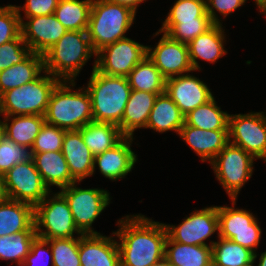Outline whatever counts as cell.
<instances>
[{"instance_id":"cell-1","label":"cell","mask_w":266,"mask_h":266,"mask_svg":"<svg viewBox=\"0 0 266 266\" xmlns=\"http://www.w3.org/2000/svg\"><path fill=\"white\" fill-rule=\"evenodd\" d=\"M112 235L119 238L121 266H151L165 257L167 230L164 223L145 215H126Z\"/></svg>"},{"instance_id":"cell-2","label":"cell","mask_w":266,"mask_h":266,"mask_svg":"<svg viewBox=\"0 0 266 266\" xmlns=\"http://www.w3.org/2000/svg\"><path fill=\"white\" fill-rule=\"evenodd\" d=\"M71 85V86H70ZM76 83L61 80L51 93L44 115L45 122L66 131L79 130L93 122L92 103L84 87L73 91Z\"/></svg>"},{"instance_id":"cell-3","label":"cell","mask_w":266,"mask_h":266,"mask_svg":"<svg viewBox=\"0 0 266 266\" xmlns=\"http://www.w3.org/2000/svg\"><path fill=\"white\" fill-rule=\"evenodd\" d=\"M87 89L91 103L94 122L121 123L131 87L125 76H109L96 69V60L92 68Z\"/></svg>"},{"instance_id":"cell-4","label":"cell","mask_w":266,"mask_h":266,"mask_svg":"<svg viewBox=\"0 0 266 266\" xmlns=\"http://www.w3.org/2000/svg\"><path fill=\"white\" fill-rule=\"evenodd\" d=\"M96 56L87 31L67 30L44 54V71L60 80L75 81L87 60Z\"/></svg>"},{"instance_id":"cell-5","label":"cell","mask_w":266,"mask_h":266,"mask_svg":"<svg viewBox=\"0 0 266 266\" xmlns=\"http://www.w3.org/2000/svg\"><path fill=\"white\" fill-rule=\"evenodd\" d=\"M131 8L108 0H93L87 34L95 53L114 42L127 38L126 32L135 20Z\"/></svg>"},{"instance_id":"cell-6","label":"cell","mask_w":266,"mask_h":266,"mask_svg":"<svg viewBox=\"0 0 266 266\" xmlns=\"http://www.w3.org/2000/svg\"><path fill=\"white\" fill-rule=\"evenodd\" d=\"M44 74L1 94L3 116L45 115L51 93L61 80L46 71Z\"/></svg>"},{"instance_id":"cell-7","label":"cell","mask_w":266,"mask_h":266,"mask_svg":"<svg viewBox=\"0 0 266 266\" xmlns=\"http://www.w3.org/2000/svg\"><path fill=\"white\" fill-rule=\"evenodd\" d=\"M50 195L34 207L37 237L45 240L72 238L74 232L81 236L65 197L60 192Z\"/></svg>"},{"instance_id":"cell-8","label":"cell","mask_w":266,"mask_h":266,"mask_svg":"<svg viewBox=\"0 0 266 266\" xmlns=\"http://www.w3.org/2000/svg\"><path fill=\"white\" fill-rule=\"evenodd\" d=\"M255 160L243 148L229 142L209 163L230 199L237 200L241 188L252 177Z\"/></svg>"},{"instance_id":"cell-9","label":"cell","mask_w":266,"mask_h":266,"mask_svg":"<svg viewBox=\"0 0 266 266\" xmlns=\"http://www.w3.org/2000/svg\"><path fill=\"white\" fill-rule=\"evenodd\" d=\"M77 184L72 183L59 192L67 200L78 230L82 234H98L92 224L110 204V193L98 188L83 189Z\"/></svg>"},{"instance_id":"cell-10","label":"cell","mask_w":266,"mask_h":266,"mask_svg":"<svg viewBox=\"0 0 266 266\" xmlns=\"http://www.w3.org/2000/svg\"><path fill=\"white\" fill-rule=\"evenodd\" d=\"M231 202L232 207L217 206L218 237L231 240L256 253L262 233L257 218L245 209H235L236 199H231Z\"/></svg>"},{"instance_id":"cell-11","label":"cell","mask_w":266,"mask_h":266,"mask_svg":"<svg viewBox=\"0 0 266 266\" xmlns=\"http://www.w3.org/2000/svg\"><path fill=\"white\" fill-rule=\"evenodd\" d=\"M250 112L229 114V142L243 148L255 159L266 162V114Z\"/></svg>"},{"instance_id":"cell-12","label":"cell","mask_w":266,"mask_h":266,"mask_svg":"<svg viewBox=\"0 0 266 266\" xmlns=\"http://www.w3.org/2000/svg\"><path fill=\"white\" fill-rule=\"evenodd\" d=\"M6 197L36 206L52 191L44 184L33 160L14 165L3 175Z\"/></svg>"},{"instance_id":"cell-13","label":"cell","mask_w":266,"mask_h":266,"mask_svg":"<svg viewBox=\"0 0 266 266\" xmlns=\"http://www.w3.org/2000/svg\"><path fill=\"white\" fill-rule=\"evenodd\" d=\"M147 55L148 46L127 37L96 53V69L105 75L126 77Z\"/></svg>"},{"instance_id":"cell-14","label":"cell","mask_w":266,"mask_h":266,"mask_svg":"<svg viewBox=\"0 0 266 266\" xmlns=\"http://www.w3.org/2000/svg\"><path fill=\"white\" fill-rule=\"evenodd\" d=\"M164 225L167 236L172 241L188 245L212 246L215 241H211L209 245L205 241L215 232L219 233L217 206L192 212L178 226Z\"/></svg>"},{"instance_id":"cell-15","label":"cell","mask_w":266,"mask_h":266,"mask_svg":"<svg viewBox=\"0 0 266 266\" xmlns=\"http://www.w3.org/2000/svg\"><path fill=\"white\" fill-rule=\"evenodd\" d=\"M147 56L166 80L194 71L187 44L172 39L166 33H163L155 48L148 46Z\"/></svg>"},{"instance_id":"cell-16","label":"cell","mask_w":266,"mask_h":266,"mask_svg":"<svg viewBox=\"0 0 266 266\" xmlns=\"http://www.w3.org/2000/svg\"><path fill=\"white\" fill-rule=\"evenodd\" d=\"M19 18L21 36L33 53L43 55L67 31L54 14L25 17V22L19 13Z\"/></svg>"},{"instance_id":"cell-17","label":"cell","mask_w":266,"mask_h":266,"mask_svg":"<svg viewBox=\"0 0 266 266\" xmlns=\"http://www.w3.org/2000/svg\"><path fill=\"white\" fill-rule=\"evenodd\" d=\"M165 92L184 115L213 97L206 83L188 73L167 79Z\"/></svg>"},{"instance_id":"cell-18","label":"cell","mask_w":266,"mask_h":266,"mask_svg":"<svg viewBox=\"0 0 266 266\" xmlns=\"http://www.w3.org/2000/svg\"><path fill=\"white\" fill-rule=\"evenodd\" d=\"M81 266H121L120 251L115 237L100 234L79 236Z\"/></svg>"},{"instance_id":"cell-19","label":"cell","mask_w":266,"mask_h":266,"mask_svg":"<svg viewBox=\"0 0 266 266\" xmlns=\"http://www.w3.org/2000/svg\"><path fill=\"white\" fill-rule=\"evenodd\" d=\"M133 137H124L113 148L94 156V170L98 166L101 174L112 181L123 179L130 173L137 161V155L131 149Z\"/></svg>"},{"instance_id":"cell-20","label":"cell","mask_w":266,"mask_h":266,"mask_svg":"<svg viewBox=\"0 0 266 266\" xmlns=\"http://www.w3.org/2000/svg\"><path fill=\"white\" fill-rule=\"evenodd\" d=\"M179 136L194 152L201 157L202 162H211L229 143L228 130H203L186 123Z\"/></svg>"},{"instance_id":"cell-21","label":"cell","mask_w":266,"mask_h":266,"mask_svg":"<svg viewBox=\"0 0 266 266\" xmlns=\"http://www.w3.org/2000/svg\"><path fill=\"white\" fill-rule=\"evenodd\" d=\"M62 154L65 157L71 176L77 182L93 175L94 155L84 143L79 130L65 131Z\"/></svg>"},{"instance_id":"cell-22","label":"cell","mask_w":266,"mask_h":266,"mask_svg":"<svg viewBox=\"0 0 266 266\" xmlns=\"http://www.w3.org/2000/svg\"><path fill=\"white\" fill-rule=\"evenodd\" d=\"M224 33L222 23L213 24L187 44L190 63L194 71L201 69L198 59L214 64L227 53L224 48L226 42Z\"/></svg>"},{"instance_id":"cell-23","label":"cell","mask_w":266,"mask_h":266,"mask_svg":"<svg viewBox=\"0 0 266 266\" xmlns=\"http://www.w3.org/2000/svg\"><path fill=\"white\" fill-rule=\"evenodd\" d=\"M31 159L49 190L51 186L62 189L77 182L71 176L62 151L31 153Z\"/></svg>"},{"instance_id":"cell-24","label":"cell","mask_w":266,"mask_h":266,"mask_svg":"<svg viewBox=\"0 0 266 266\" xmlns=\"http://www.w3.org/2000/svg\"><path fill=\"white\" fill-rule=\"evenodd\" d=\"M157 96L156 93L131 90L121 123L118 125L125 137H133L135 130L146 128Z\"/></svg>"},{"instance_id":"cell-25","label":"cell","mask_w":266,"mask_h":266,"mask_svg":"<svg viewBox=\"0 0 266 266\" xmlns=\"http://www.w3.org/2000/svg\"><path fill=\"white\" fill-rule=\"evenodd\" d=\"M21 231H36L34 206L6 198L0 202V237Z\"/></svg>"},{"instance_id":"cell-26","label":"cell","mask_w":266,"mask_h":266,"mask_svg":"<svg viewBox=\"0 0 266 266\" xmlns=\"http://www.w3.org/2000/svg\"><path fill=\"white\" fill-rule=\"evenodd\" d=\"M185 124V115L166 92L156 97L146 128L156 132H179Z\"/></svg>"},{"instance_id":"cell-27","label":"cell","mask_w":266,"mask_h":266,"mask_svg":"<svg viewBox=\"0 0 266 266\" xmlns=\"http://www.w3.org/2000/svg\"><path fill=\"white\" fill-rule=\"evenodd\" d=\"M44 73V57L31 53L24 61L0 71V94L34 81Z\"/></svg>"},{"instance_id":"cell-28","label":"cell","mask_w":266,"mask_h":266,"mask_svg":"<svg viewBox=\"0 0 266 266\" xmlns=\"http://www.w3.org/2000/svg\"><path fill=\"white\" fill-rule=\"evenodd\" d=\"M165 258L172 266H212V246L178 243L167 236Z\"/></svg>"},{"instance_id":"cell-29","label":"cell","mask_w":266,"mask_h":266,"mask_svg":"<svg viewBox=\"0 0 266 266\" xmlns=\"http://www.w3.org/2000/svg\"><path fill=\"white\" fill-rule=\"evenodd\" d=\"M84 143L94 156L113 148L125 136L116 124L90 122L79 129Z\"/></svg>"},{"instance_id":"cell-30","label":"cell","mask_w":266,"mask_h":266,"mask_svg":"<svg viewBox=\"0 0 266 266\" xmlns=\"http://www.w3.org/2000/svg\"><path fill=\"white\" fill-rule=\"evenodd\" d=\"M3 118L5 136L29 149H31L36 136L45 123V117L42 115H16L4 116Z\"/></svg>"},{"instance_id":"cell-31","label":"cell","mask_w":266,"mask_h":266,"mask_svg":"<svg viewBox=\"0 0 266 266\" xmlns=\"http://www.w3.org/2000/svg\"><path fill=\"white\" fill-rule=\"evenodd\" d=\"M218 239L212 244V266H249L256 262L257 253L231 240Z\"/></svg>"},{"instance_id":"cell-32","label":"cell","mask_w":266,"mask_h":266,"mask_svg":"<svg viewBox=\"0 0 266 266\" xmlns=\"http://www.w3.org/2000/svg\"><path fill=\"white\" fill-rule=\"evenodd\" d=\"M126 77L132 90L146 91L157 95L165 92L166 79L148 56L138 63Z\"/></svg>"},{"instance_id":"cell-33","label":"cell","mask_w":266,"mask_h":266,"mask_svg":"<svg viewBox=\"0 0 266 266\" xmlns=\"http://www.w3.org/2000/svg\"><path fill=\"white\" fill-rule=\"evenodd\" d=\"M92 1L59 0L54 15L67 30L87 31Z\"/></svg>"},{"instance_id":"cell-34","label":"cell","mask_w":266,"mask_h":266,"mask_svg":"<svg viewBox=\"0 0 266 266\" xmlns=\"http://www.w3.org/2000/svg\"><path fill=\"white\" fill-rule=\"evenodd\" d=\"M229 114L221 110L214 96L185 115V123L203 130H228Z\"/></svg>"},{"instance_id":"cell-35","label":"cell","mask_w":266,"mask_h":266,"mask_svg":"<svg viewBox=\"0 0 266 266\" xmlns=\"http://www.w3.org/2000/svg\"><path fill=\"white\" fill-rule=\"evenodd\" d=\"M196 18H210L206 12V0H177L155 36L167 34L180 21H196Z\"/></svg>"},{"instance_id":"cell-36","label":"cell","mask_w":266,"mask_h":266,"mask_svg":"<svg viewBox=\"0 0 266 266\" xmlns=\"http://www.w3.org/2000/svg\"><path fill=\"white\" fill-rule=\"evenodd\" d=\"M36 237V231H21L0 237V259L10 260L12 263L15 262L18 266H21Z\"/></svg>"},{"instance_id":"cell-37","label":"cell","mask_w":266,"mask_h":266,"mask_svg":"<svg viewBox=\"0 0 266 266\" xmlns=\"http://www.w3.org/2000/svg\"><path fill=\"white\" fill-rule=\"evenodd\" d=\"M53 266H81L79 257V236L63 239H49Z\"/></svg>"},{"instance_id":"cell-38","label":"cell","mask_w":266,"mask_h":266,"mask_svg":"<svg viewBox=\"0 0 266 266\" xmlns=\"http://www.w3.org/2000/svg\"><path fill=\"white\" fill-rule=\"evenodd\" d=\"M64 129L44 123L30 149L31 153L62 151Z\"/></svg>"},{"instance_id":"cell-39","label":"cell","mask_w":266,"mask_h":266,"mask_svg":"<svg viewBox=\"0 0 266 266\" xmlns=\"http://www.w3.org/2000/svg\"><path fill=\"white\" fill-rule=\"evenodd\" d=\"M31 158L29 148L9 140L6 136L0 142V174L4 175L14 165Z\"/></svg>"},{"instance_id":"cell-40","label":"cell","mask_w":266,"mask_h":266,"mask_svg":"<svg viewBox=\"0 0 266 266\" xmlns=\"http://www.w3.org/2000/svg\"><path fill=\"white\" fill-rule=\"evenodd\" d=\"M214 23L210 18H196V21H180L168 33L172 39L188 44L208 30Z\"/></svg>"},{"instance_id":"cell-41","label":"cell","mask_w":266,"mask_h":266,"mask_svg":"<svg viewBox=\"0 0 266 266\" xmlns=\"http://www.w3.org/2000/svg\"><path fill=\"white\" fill-rule=\"evenodd\" d=\"M31 53L21 34L16 39L0 45V71L21 63Z\"/></svg>"},{"instance_id":"cell-42","label":"cell","mask_w":266,"mask_h":266,"mask_svg":"<svg viewBox=\"0 0 266 266\" xmlns=\"http://www.w3.org/2000/svg\"><path fill=\"white\" fill-rule=\"evenodd\" d=\"M21 34L19 12L15 5L0 6V45Z\"/></svg>"},{"instance_id":"cell-43","label":"cell","mask_w":266,"mask_h":266,"mask_svg":"<svg viewBox=\"0 0 266 266\" xmlns=\"http://www.w3.org/2000/svg\"><path fill=\"white\" fill-rule=\"evenodd\" d=\"M47 257L50 258L51 265L53 266L50 243L45 239L36 237L31 244L29 254L27 255L25 261L21 266H38V265L46 266L48 264L44 263L45 262L44 259H46Z\"/></svg>"},{"instance_id":"cell-44","label":"cell","mask_w":266,"mask_h":266,"mask_svg":"<svg viewBox=\"0 0 266 266\" xmlns=\"http://www.w3.org/2000/svg\"><path fill=\"white\" fill-rule=\"evenodd\" d=\"M247 0H206V12L214 24H221L219 16L220 13L224 18L240 8Z\"/></svg>"},{"instance_id":"cell-45","label":"cell","mask_w":266,"mask_h":266,"mask_svg":"<svg viewBox=\"0 0 266 266\" xmlns=\"http://www.w3.org/2000/svg\"><path fill=\"white\" fill-rule=\"evenodd\" d=\"M59 0H26L24 6H16L19 13L24 10L25 17H36L54 14Z\"/></svg>"},{"instance_id":"cell-46","label":"cell","mask_w":266,"mask_h":266,"mask_svg":"<svg viewBox=\"0 0 266 266\" xmlns=\"http://www.w3.org/2000/svg\"><path fill=\"white\" fill-rule=\"evenodd\" d=\"M108 1L127 6L131 8L133 11L137 12L136 10L137 7H139V4L143 3L146 0H108Z\"/></svg>"},{"instance_id":"cell-47","label":"cell","mask_w":266,"mask_h":266,"mask_svg":"<svg viewBox=\"0 0 266 266\" xmlns=\"http://www.w3.org/2000/svg\"><path fill=\"white\" fill-rule=\"evenodd\" d=\"M6 194L4 190V180L3 175L0 174V202L4 201L6 199Z\"/></svg>"},{"instance_id":"cell-48","label":"cell","mask_w":266,"mask_h":266,"mask_svg":"<svg viewBox=\"0 0 266 266\" xmlns=\"http://www.w3.org/2000/svg\"><path fill=\"white\" fill-rule=\"evenodd\" d=\"M151 266H172L170 262L164 257L158 262L152 264Z\"/></svg>"},{"instance_id":"cell-49","label":"cell","mask_w":266,"mask_h":266,"mask_svg":"<svg viewBox=\"0 0 266 266\" xmlns=\"http://www.w3.org/2000/svg\"><path fill=\"white\" fill-rule=\"evenodd\" d=\"M254 2L259 8L260 12L266 7V0H254Z\"/></svg>"},{"instance_id":"cell-50","label":"cell","mask_w":266,"mask_h":266,"mask_svg":"<svg viewBox=\"0 0 266 266\" xmlns=\"http://www.w3.org/2000/svg\"><path fill=\"white\" fill-rule=\"evenodd\" d=\"M4 137H5V125H4V121L0 120V142L2 141Z\"/></svg>"},{"instance_id":"cell-51","label":"cell","mask_w":266,"mask_h":266,"mask_svg":"<svg viewBox=\"0 0 266 266\" xmlns=\"http://www.w3.org/2000/svg\"><path fill=\"white\" fill-rule=\"evenodd\" d=\"M258 266H266V251L261 253Z\"/></svg>"},{"instance_id":"cell-52","label":"cell","mask_w":266,"mask_h":266,"mask_svg":"<svg viewBox=\"0 0 266 266\" xmlns=\"http://www.w3.org/2000/svg\"><path fill=\"white\" fill-rule=\"evenodd\" d=\"M260 13L266 15V7Z\"/></svg>"},{"instance_id":"cell-53","label":"cell","mask_w":266,"mask_h":266,"mask_svg":"<svg viewBox=\"0 0 266 266\" xmlns=\"http://www.w3.org/2000/svg\"><path fill=\"white\" fill-rule=\"evenodd\" d=\"M0 115H2V109H1V94H0Z\"/></svg>"}]
</instances>
